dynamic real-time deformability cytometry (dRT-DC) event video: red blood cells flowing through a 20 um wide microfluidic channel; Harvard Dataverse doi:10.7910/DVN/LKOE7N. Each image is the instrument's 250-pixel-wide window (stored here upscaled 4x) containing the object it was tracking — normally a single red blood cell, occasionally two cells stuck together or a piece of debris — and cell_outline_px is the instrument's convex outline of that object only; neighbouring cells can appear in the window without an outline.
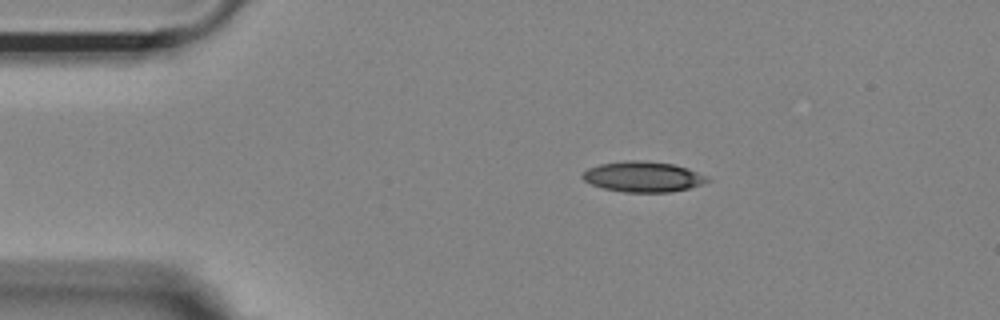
{"species": "Egyptian fruit bat (a non-hibernating species)", "species_latin": "Rousettus aegyptiacus", "temperature_condition": "room temperature", "stored_images_in_passage": 41, "camera_frame_rate_fps": 3000, "um_per_image_px": 0.085, "animal": {"sex": "female"}, "frame": {"image": 1, "passage_image": 4, "time_ms": 1.0, "image_size_px": [1000, 320], "cell_outline_px": [[712, 180], [688, 188], [668, 192], [624, 192], [604, 188], [592, 184], [584, 180], [580, 176], [588, 168], [600, 164], [624, 160], [644, 160], [672, 164], [688, 168]], "centroid_in_image_um": [54.62, 15.01], "position_along_channel_um": 30.4, "area_um2": 21.96}}
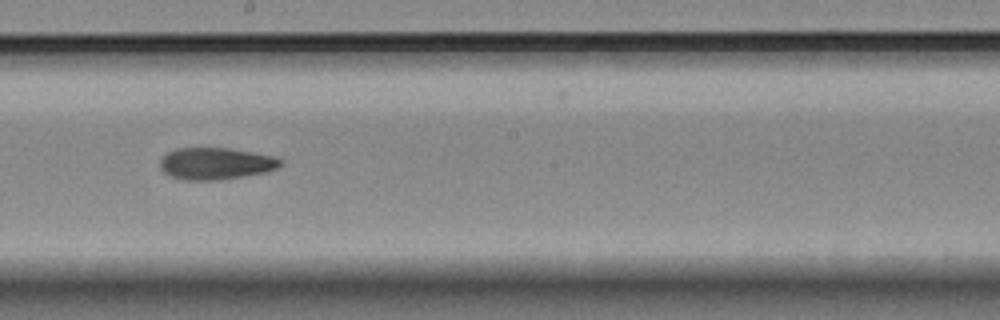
{"frame": {"image": 2, "passage_image": 24, "time_ms": 7.667, "image_size_px": [1000, 320], "cell_outline_px": [[284, 164], [276, 168], [264, 172], [244, 176], [216, 180], [184, 180], [172, 176], [164, 172], [160, 168], [160, 160], [168, 152], [176, 148], [228, 148], [276, 156]], "centroid_in_image_um": [18.34, 13.9], "position_along_channel_um": 229.9, "area_um2": 22.25}}
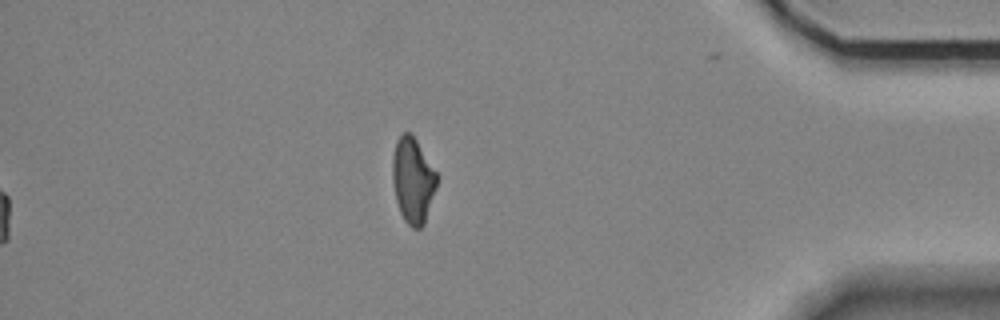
{"frame": {"image": 3, "passage_image": 41, "time_ms": 13.333, "image_size_px": [1000, 320], "cell_outline_px": [[436, 188], [424, 224], [420, 228], [412, 228], [404, 220], [400, 212], [396, 200], [392, 180], [392, 156], [396, 140], [404, 132], [412, 132], [436, 172]], "centroid_in_image_um": [35.07, 15.3], "position_along_channel_um": 400.1, "area_um2": 22.08}, "authors_computed_cell_mechanics": {"area_um2": 22.4842, "velocity_mm_per_s": 3.6659, "shape_relaxation_time_tau1_ms": 9.5191, "shape_relaxation_time_tau2_ms": 5.887, "deformation_change_tau1": 0.199, "deformation_change_tau2": 0.1419}}